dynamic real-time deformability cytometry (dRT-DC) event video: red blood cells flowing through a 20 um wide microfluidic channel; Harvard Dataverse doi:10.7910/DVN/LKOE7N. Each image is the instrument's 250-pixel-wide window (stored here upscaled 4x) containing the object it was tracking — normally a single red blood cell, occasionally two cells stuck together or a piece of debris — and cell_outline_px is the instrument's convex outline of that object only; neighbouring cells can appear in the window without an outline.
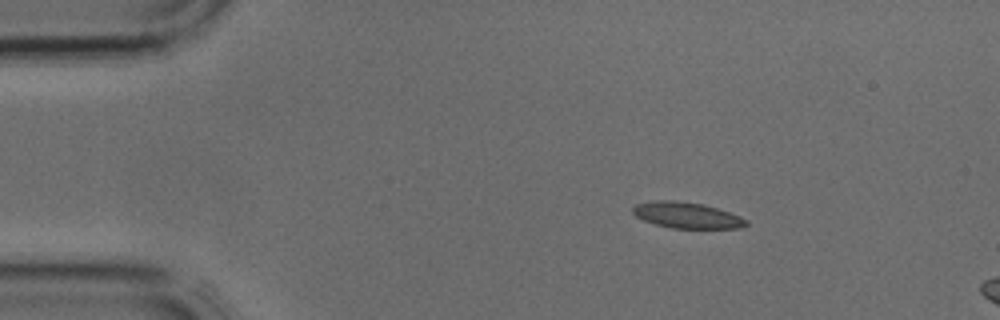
{"species": "common noctule bat (a hibernating species)", "species_latin": "Nyctalus noctula", "temperature_condition": "cold", "stored_images_in_passage": 2, "camera_frame_rate_fps": 3000, "um_per_image_px": 0.085, "animal": {"sex": "male", "body_mass_g": 17.9, "forearm_length_mm": 54.2}, "frame": {"image": 1, "passage_image": 1, "time_ms": 0.0, "image_size_px": [1000, 320], "cell_outline_px": [[748, 224], [740, 228], [672, 228], [656, 224], [644, 220], [636, 216], [632, 212], [632, 208], [636, 204], [656, 200], [672, 200], [704, 204], [740, 216], [748, 220]], "centroid_in_image_um": [58.38, 18.29], "position_along_channel_um": 26.6, "area_um2": 17.05}}